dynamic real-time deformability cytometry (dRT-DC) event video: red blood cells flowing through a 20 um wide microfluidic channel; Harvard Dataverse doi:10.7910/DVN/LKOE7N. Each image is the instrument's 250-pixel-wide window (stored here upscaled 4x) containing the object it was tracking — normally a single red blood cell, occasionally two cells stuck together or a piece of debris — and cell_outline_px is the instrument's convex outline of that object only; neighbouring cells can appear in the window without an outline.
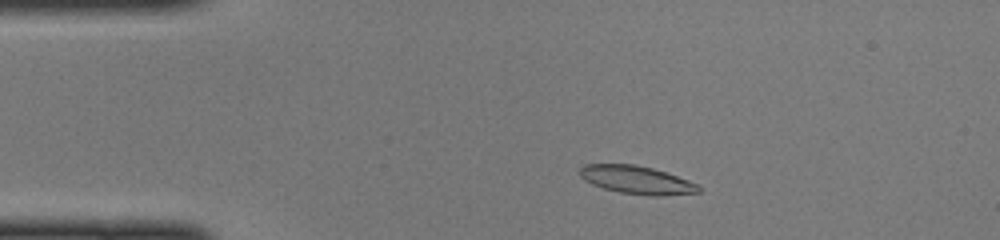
{"species": "common noctule bat (a hibernating species)", "species_latin": "Nyctalus noctula", "temperature_condition": "cold", "stored_images_in_passage": 43, "camera_frame_rate_fps": 3000, "um_per_image_px": 0.085, "animal": {"sex": "female", "body_mass_g": 22.0, "forearm_length_mm": 56.7}, "frame": {"image": 1, "passage_image": 5, "time_ms": 1.333, "image_size_px": [1000, 240], "cell_outline_px": [[700, 192], [660, 196], [648, 196], [620, 192], [604, 188], [592, 184], [584, 180], [580, 176], [580, 168], [584, 164], [636, 164], [652, 168], [688, 180], [696, 184], [700, 188]], "centroid_in_image_um": [54.09, 15.29], "position_along_channel_um": 30.9, "area_um2": 19.31}}
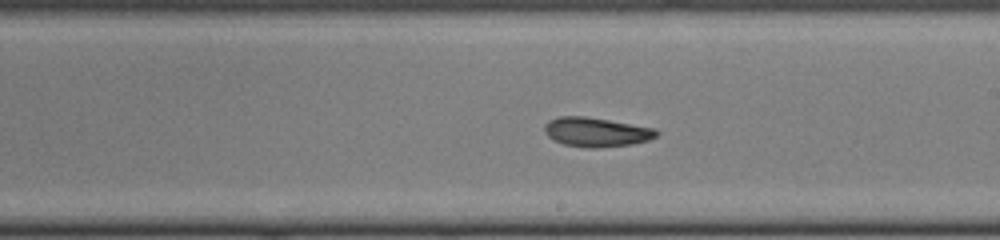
{"frame": {"image": 2, "passage_image": 23, "time_ms": 7.333, "image_size_px": [1000, 240], "cell_outline_px": [[660, 132], [656, 136], [648, 140], [632, 144], [596, 148], [588, 148], [564, 144], [552, 140], [544, 132], [544, 124], [548, 120], [560, 116], [584, 116], [656, 128]], "centroid_in_image_um": [50.66, 11.22], "position_along_channel_um": 238.3, "area_um2": 19.19}}
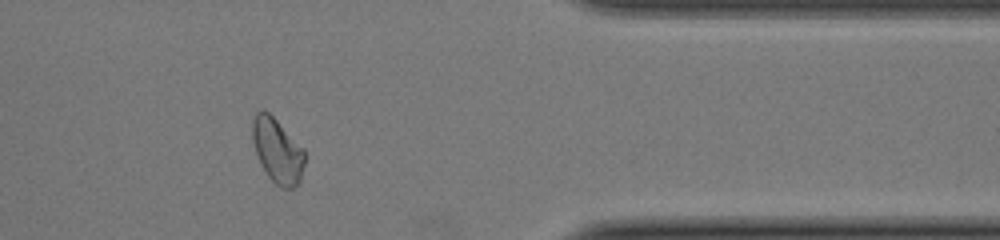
{"frame": {"image": 3, "passage_image": 35, "time_ms": 11.333, "image_size_px": [1000, 240], "cell_outline_px": [[304, 164], [300, 184], [292, 188], [280, 188], [268, 176], [256, 152], [252, 140], [252, 120], [256, 112], [264, 108], [304, 148]], "centroid_in_image_um": [23.59, 12.8], "position_along_channel_um": 387.8, "area_um2": 19.59}}